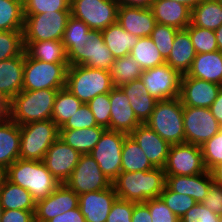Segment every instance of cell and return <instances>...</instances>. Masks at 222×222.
Wrapping results in <instances>:
<instances>
[{"instance_id": "44", "label": "cell", "mask_w": 222, "mask_h": 222, "mask_svg": "<svg viewBox=\"0 0 222 222\" xmlns=\"http://www.w3.org/2000/svg\"><path fill=\"white\" fill-rule=\"evenodd\" d=\"M71 0H23L24 14L71 11Z\"/></svg>"}, {"instance_id": "40", "label": "cell", "mask_w": 222, "mask_h": 222, "mask_svg": "<svg viewBox=\"0 0 222 222\" xmlns=\"http://www.w3.org/2000/svg\"><path fill=\"white\" fill-rule=\"evenodd\" d=\"M24 49L23 31H0V61L19 56Z\"/></svg>"}, {"instance_id": "29", "label": "cell", "mask_w": 222, "mask_h": 222, "mask_svg": "<svg viewBox=\"0 0 222 222\" xmlns=\"http://www.w3.org/2000/svg\"><path fill=\"white\" fill-rule=\"evenodd\" d=\"M20 125L13 120L0 123V169L5 171L19 159Z\"/></svg>"}, {"instance_id": "4", "label": "cell", "mask_w": 222, "mask_h": 222, "mask_svg": "<svg viewBox=\"0 0 222 222\" xmlns=\"http://www.w3.org/2000/svg\"><path fill=\"white\" fill-rule=\"evenodd\" d=\"M58 90H22L11 100L10 119L18 125L51 119Z\"/></svg>"}, {"instance_id": "43", "label": "cell", "mask_w": 222, "mask_h": 222, "mask_svg": "<svg viewBox=\"0 0 222 222\" xmlns=\"http://www.w3.org/2000/svg\"><path fill=\"white\" fill-rule=\"evenodd\" d=\"M160 197L172 212L181 218L197 202L186 194H180L172 191L167 185L161 192Z\"/></svg>"}, {"instance_id": "1", "label": "cell", "mask_w": 222, "mask_h": 222, "mask_svg": "<svg viewBox=\"0 0 222 222\" xmlns=\"http://www.w3.org/2000/svg\"><path fill=\"white\" fill-rule=\"evenodd\" d=\"M62 42L70 66L84 65L110 71L115 58L104 43L102 32L91 30L72 15L67 21Z\"/></svg>"}, {"instance_id": "10", "label": "cell", "mask_w": 222, "mask_h": 222, "mask_svg": "<svg viewBox=\"0 0 222 222\" xmlns=\"http://www.w3.org/2000/svg\"><path fill=\"white\" fill-rule=\"evenodd\" d=\"M119 4L115 0H71V15L91 30L102 31L117 22Z\"/></svg>"}, {"instance_id": "24", "label": "cell", "mask_w": 222, "mask_h": 222, "mask_svg": "<svg viewBox=\"0 0 222 222\" xmlns=\"http://www.w3.org/2000/svg\"><path fill=\"white\" fill-rule=\"evenodd\" d=\"M158 24L167 25L177 30L186 29L191 22V9L182 3L171 0H154L151 5Z\"/></svg>"}, {"instance_id": "5", "label": "cell", "mask_w": 222, "mask_h": 222, "mask_svg": "<svg viewBox=\"0 0 222 222\" xmlns=\"http://www.w3.org/2000/svg\"><path fill=\"white\" fill-rule=\"evenodd\" d=\"M65 88L87 104L95 96L109 93L114 85L109 71L77 65L68 67Z\"/></svg>"}, {"instance_id": "49", "label": "cell", "mask_w": 222, "mask_h": 222, "mask_svg": "<svg viewBox=\"0 0 222 222\" xmlns=\"http://www.w3.org/2000/svg\"><path fill=\"white\" fill-rule=\"evenodd\" d=\"M135 204V202L117 198L112 204L106 222H132Z\"/></svg>"}, {"instance_id": "45", "label": "cell", "mask_w": 222, "mask_h": 222, "mask_svg": "<svg viewBox=\"0 0 222 222\" xmlns=\"http://www.w3.org/2000/svg\"><path fill=\"white\" fill-rule=\"evenodd\" d=\"M87 105L95 117L97 126L110 129V92L95 96Z\"/></svg>"}, {"instance_id": "59", "label": "cell", "mask_w": 222, "mask_h": 222, "mask_svg": "<svg viewBox=\"0 0 222 222\" xmlns=\"http://www.w3.org/2000/svg\"><path fill=\"white\" fill-rule=\"evenodd\" d=\"M186 5L189 9L193 10L203 0H171Z\"/></svg>"}, {"instance_id": "57", "label": "cell", "mask_w": 222, "mask_h": 222, "mask_svg": "<svg viewBox=\"0 0 222 222\" xmlns=\"http://www.w3.org/2000/svg\"><path fill=\"white\" fill-rule=\"evenodd\" d=\"M119 6H131L140 8H151L152 2L154 0H115Z\"/></svg>"}, {"instance_id": "17", "label": "cell", "mask_w": 222, "mask_h": 222, "mask_svg": "<svg viewBox=\"0 0 222 222\" xmlns=\"http://www.w3.org/2000/svg\"><path fill=\"white\" fill-rule=\"evenodd\" d=\"M80 155L77 150L58 138L48 148L43 162L50 173L62 184L70 178Z\"/></svg>"}, {"instance_id": "18", "label": "cell", "mask_w": 222, "mask_h": 222, "mask_svg": "<svg viewBox=\"0 0 222 222\" xmlns=\"http://www.w3.org/2000/svg\"><path fill=\"white\" fill-rule=\"evenodd\" d=\"M221 88L217 83L184 74L181 77L179 98L183 106L209 108Z\"/></svg>"}, {"instance_id": "25", "label": "cell", "mask_w": 222, "mask_h": 222, "mask_svg": "<svg viewBox=\"0 0 222 222\" xmlns=\"http://www.w3.org/2000/svg\"><path fill=\"white\" fill-rule=\"evenodd\" d=\"M24 63L25 51L0 61V92L11 100L23 89Z\"/></svg>"}, {"instance_id": "8", "label": "cell", "mask_w": 222, "mask_h": 222, "mask_svg": "<svg viewBox=\"0 0 222 222\" xmlns=\"http://www.w3.org/2000/svg\"><path fill=\"white\" fill-rule=\"evenodd\" d=\"M69 64L46 63L25 53L23 89H62L66 84Z\"/></svg>"}, {"instance_id": "12", "label": "cell", "mask_w": 222, "mask_h": 222, "mask_svg": "<svg viewBox=\"0 0 222 222\" xmlns=\"http://www.w3.org/2000/svg\"><path fill=\"white\" fill-rule=\"evenodd\" d=\"M183 126L185 142L198 146L204 144L222 129L210 108L203 107L184 106Z\"/></svg>"}, {"instance_id": "47", "label": "cell", "mask_w": 222, "mask_h": 222, "mask_svg": "<svg viewBox=\"0 0 222 222\" xmlns=\"http://www.w3.org/2000/svg\"><path fill=\"white\" fill-rule=\"evenodd\" d=\"M144 204L149 208L152 222H180V218L172 212L160 196L148 199Z\"/></svg>"}, {"instance_id": "35", "label": "cell", "mask_w": 222, "mask_h": 222, "mask_svg": "<svg viewBox=\"0 0 222 222\" xmlns=\"http://www.w3.org/2000/svg\"><path fill=\"white\" fill-rule=\"evenodd\" d=\"M192 25L215 31L222 25V5L217 0H203L191 10Z\"/></svg>"}, {"instance_id": "55", "label": "cell", "mask_w": 222, "mask_h": 222, "mask_svg": "<svg viewBox=\"0 0 222 222\" xmlns=\"http://www.w3.org/2000/svg\"><path fill=\"white\" fill-rule=\"evenodd\" d=\"M11 99L0 92V123L10 120Z\"/></svg>"}, {"instance_id": "21", "label": "cell", "mask_w": 222, "mask_h": 222, "mask_svg": "<svg viewBox=\"0 0 222 222\" xmlns=\"http://www.w3.org/2000/svg\"><path fill=\"white\" fill-rule=\"evenodd\" d=\"M110 130L130 134L142 124L136 117L128 96L120 87L110 91Z\"/></svg>"}, {"instance_id": "50", "label": "cell", "mask_w": 222, "mask_h": 222, "mask_svg": "<svg viewBox=\"0 0 222 222\" xmlns=\"http://www.w3.org/2000/svg\"><path fill=\"white\" fill-rule=\"evenodd\" d=\"M180 222H219V215L197 202L181 218Z\"/></svg>"}, {"instance_id": "53", "label": "cell", "mask_w": 222, "mask_h": 222, "mask_svg": "<svg viewBox=\"0 0 222 222\" xmlns=\"http://www.w3.org/2000/svg\"><path fill=\"white\" fill-rule=\"evenodd\" d=\"M47 222H86L79 207L68 210L60 215L55 216Z\"/></svg>"}, {"instance_id": "39", "label": "cell", "mask_w": 222, "mask_h": 222, "mask_svg": "<svg viewBox=\"0 0 222 222\" xmlns=\"http://www.w3.org/2000/svg\"><path fill=\"white\" fill-rule=\"evenodd\" d=\"M109 72L114 87H120L122 84L140 79L143 69L130 55H127L115 59Z\"/></svg>"}, {"instance_id": "2", "label": "cell", "mask_w": 222, "mask_h": 222, "mask_svg": "<svg viewBox=\"0 0 222 222\" xmlns=\"http://www.w3.org/2000/svg\"><path fill=\"white\" fill-rule=\"evenodd\" d=\"M112 184L119 199L144 203L160 196L166 186V174L163 168L121 172Z\"/></svg>"}, {"instance_id": "62", "label": "cell", "mask_w": 222, "mask_h": 222, "mask_svg": "<svg viewBox=\"0 0 222 222\" xmlns=\"http://www.w3.org/2000/svg\"><path fill=\"white\" fill-rule=\"evenodd\" d=\"M3 176H4V171L0 169V181H1Z\"/></svg>"}, {"instance_id": "37", "label": "cell", "mask_w": 222, "mask_h": 222, "mask_svg": "<svg viewBox=\"0 0 222 222\" xmlns=\"http://www.w3.org/2000/svg\"><path fill=\"white\" fill-rule=\"evenodd\" d=\"M23 0H0V31H23Z\"/></svg>"}, {"instance_id": "22", "label": "cell", "mask_w": 222, "mask_h": 222, "mask_svg": "<svg viewBox=\"0 0 222 222\" xmlns=\"http://www.w3.org/2000/svg\"><path fill=\"white\" fill-rule=\"evenodd\" d=\"M117 23L136 37H150L157 24L151 8L121 5L118 9Z\"/></svg>"}, {"instance_id": "61", "label": "cell", "mask_w": 222, "mask_h": 222, "mask_svg": "<svg viewBox=\"0 0 222 222\" xmlns=\"http://www.w3.org/2000/svg\"><path fill=\"white\" fill-rule=\"evenodd\" d=\"M3 212H4V209H3L2 205L0 204V222H1Z\"/></svg>"}, {"instance_id": "42", "label": "cell", "mask_w": 222, "mask_h": 222, "mask_svg": "<svg viewBox=\"0 0 222 222\" xmlns=\"http://www.w3.org/2000/svg\"><path fill=\"white\" fill-rule=\"evenodd\" d=\"M177 31L174 27L157 23L150 35V38L165 60L169 57L173 48L174 37Z\"/></svg>"}, {"instance_id": "28", "label": "cell", "mask_w": 222, "mask_h": 222, "mask_svg": "<svg viewBox=\"0 0 222 222\" xmlns=\"http://www.w3.org/2000/svg\"><path fill=\"white\" fill-rule=\"evenodd\" d=\"M195 55L196 51L188 31L181 29L177 31L174 37L173 48L165 63L184 75L191 68Z\"/></svg>"}, {"instance_id": "33", "label": "cell", "mask_w": 222, "mask_h": 222, "mask_svg": "<svg viewBox=\"0 0 222 222\" xmlns=\"http://www.w3.org/2000/svg\"><path fill=\"white\" fill-rule=\"evenodd\" d=\"M101 32L105 45L115 59L130 55L131 50L139 41V37L125 31L117 22Z\"/></svg>"}, {"instance_id": "31", "label": "cell", "mask_w": 222, "mask_h": 222, "mask_svg": "<svg viewBox=\"0 0 222 222\" xmlns=\"http://www.w3.org/2000/svg\"><path fill=\"white\" fill-rule=\"evenodd\" d=\"M105 128L94 126L83 129H59V138L81 155L89 154L96 146Z\"/></svg>"}, {"instance_id": "19", "label": "cell", "mask_w": 222, "mask_h": 222, "mask_svg": "<svg viewBox=\"0 0 222 222\" xmlns=\"http://www.w3.org/2000/svg\"><path fill=\"white\" fill-rule=\"evenodd\" d=\"M113 184L99 191L79 195V209L86 222H106L112 204L117 199Z\"/></svg>"}, {"instance_id": "16", "label": "cell", "mask_w": 222, "mask_h": 222, "mask_svg": "<svg viewBox=\"0 0 222 222\" xmlns=\"http://www.w3.org/2000/svg\"><path fill=\"white\" fill-rule=\"evenodd\" d=\"M78 205L79 195L62 183L46 198L36 202L35 222H47L57 215L77 208Z\"/></svg>"}, {"instance_id": "58", "label": "cell", "mask_w": 222, "mask_h": 222, "mask_svg": "<svg viewBox=\"0 0 222 222\" xmlns=\"http://www.w3.org/2000/svg\"><path fill=\"white\" fill-rule=\"evenodd\" d=\"M210 173L213 178V182L217 185L222 186V163H219L218 165L214 166Z\"/></svg>"}, {"instance_id": "52", "label": "cell", "mask_w": 222, "mask_h": 222, "mask_svg": "<svg viewBox=\"0 0 222 222\" xmlns=\"http://www.w3.org/2000/svg\"><path fill=\"white\" fill-rule=\"evenodd\" d=\"M35 211L4 210L1 222H35Z\"/></svg>"}, {"instance_id": "9", "label": "cell", "mask_w": 222, "mask_h": 222, "mask_svg": "<svg viewBox=\"0 0 222 222\" xmlns=\"http://www.w3.org/2000/svg\"><path fill=\"white\" fill-rule=\"evenodd\" d=\"M71 11L24 14V42L62 41Z\"/></svg>"}, {"instance_id": "23", "label": "cell", "mask_w": 222, "mask_h": 222, "mask_svg": "<svg viewBox=\"0 0 222 222\" xmlns=\"http://www.w3.org/2000/svg\"><path fill=\"white\" fill-rule=\"evenodd\" d=\"M210 171L192 176L166 175V185L174 192L186 194L196 202H202L213 184Z\"/></svg>"}, {"instance_id": "51", "label": "cell", "mask_w": 222, "mask_h": 222, "mask_svg": "<svg viewBox=\"0 0 222 222\" xmlns=\"http://www.w3.org/2000/svg\"><path fill=\"white\" fill-rule=\"evenodd\" d=\"M202 204L217 215L222 214V186L213 183Z\"/></svg>"}, {"instance_id": "63", "label": "cell", "mask_w": 222, "mask_h": 222, "mask_svg": "<svg viewBox=\"0 0 222 222\" xmlns=\"http://www.w3.org/2000/svg\"><path fill=\"white\" fill-rule=\"evenodd\" d=\"M219 222H222V214L219 215Z\"/></svg>"}, {"instance_id": "20", "label": "cell", "mask_w": 222, "mask_h": 222, "mask_svg": "<svg viewBox=\"0 0 222 222\" xmlns=\"http://www.w3.org/2000/svg\"><path fill=\"white\" fill-rule=\"evenodd\" d=\"M130 135L136 140L155 168L165 166L171 145L159 134L144 123L136 127Z\"/></svg>"}, {"instance_id": "15", "label": "cell", "mask_w": 222, "mask_h": 222, "mask_svg": "<svg viewBox=\"0 0 222 222\" xmlns=\"http://www.w3.org/2000/svg\"><path fill=\"white\" fill-rule=\"evenodd\" d=\"M163 169L166 175L192 176L206 172L201 146L186 142L171 145Z\"/></svg>"}, {"instance_id": "14", "label": "cell", "mask_w": 222, "mask_h": 222, "mask_svg": "<svg viewBox=\"0 0 222 222\" xmlns=\"http://www.w3.org/2000/svg\"><path fill=\"white\" fill-rule=\"evenodd\" d=\"M65 184L77 195L104 190L112 185L110 179L102 173L96 160L90 155H80L75 169Z\"/></svg>"}, {"instance_id": "30", "label": "cell", "mask_w": 222, "mask_h": 222, "mask_svg": "<svg viewBox=\"0 0 222 222\" xmlns=\"http://www.w3.org/2000/svg\"><path fill=\"white\" fill-rule=\"evenodd\" d=\"M0 204L4 210L35 211L36 201L29 191L3 176L0 181Z\"/></svg>"}, {"instance_id": "36", "label": "cell", "mask_w": 222, "mask_h": 222, "mask_svg": "<svg viewBox=\"0 0 222 222\" xmlns=\"http://www.w3.org/2000/svg\"><path fill=\"white\" fill-rule=\"evenodd\" d=\"M82 104L67 88L59 89L54 100L51 119L61 128Z\"/></svg>"}, {"instance_id": "41", "label": "cell", "mask_w": 222, "mask_h": 222, "mask_svg": "<svg viewBox=\"0 0 222 222\" xmlns=\"http://www.w3.org/2000/svg\"><path fill=\"white\" fill-rule=\"evenodd\" d=\"M197 53H210L218 50L213 30L190 25L186 28Z\"/></svg>"}, {"instance_id": "3", "label": "cell", "mask_w": 222, "mask_h": 222, "mask_svg": "<svg viewBox=\"0 0 222 222\" xmlns=\"http://www.w3.org/2000/svg\"><path fill=\"white\" fill-rule=\"evenodd\" d=\"M4 176L29 191L36 202L46 198L61 184L43 161L19 158L4 171Z\"/></svg>"}, {"instance_id": "27", "label": "cell", "mask_w": 222, "mask_h": 222, "mask_svg": "<svg viewBox=\"0 0 222 222\" xmlns=\"http://www.w3.org/2000/svg\"><path fill=\"white\" fill-rule=\"evenodd\" d=\"M186 75L222 86V52L197 53Z\"/></svg>"}, {"instance_id": "56", "label": "cell", "mask_w": 222, "mask_h": 222, "mask_svg": "<svg viewBox=\"0 0 222 222\" xmlns=\"http://www.w3.org/2000/svg\"><path fill=\"white\" fill-rule=\"evenodd\" d=\"M209 108L212 115L222 126V88L220 89L217 95V98L215 99V101L212 103V105Z\"/></svg>"}, {"instance_id": "46", "label": "cell", "mask_w": 222, "mask_h": 222, "mask_svg": "<svg viewBox=\"0 0 222 222\" xmlns=\"http://www.w3.org/2000/svg\"><path fill=\"white\" fill-rule=\"evenodd\" d=\"M203 162L207 171L222 163V129L201 145Z\"/></svg>"}, {"instance_id": "38", "label": "cell", "mask_w": 222, "mask_h": 222, "mask_svg": "<svg viewBox=\"0 0 222 222\" xmlns=\"http://www.w3.org/2000/svg\"><path fill=\"white\" fill-rule=\"evenodd\" d=\"M130 56L143 70L154 68L165 63V59L150 37L139 38L138 43L131 50Z\"/></svg>"}, {"instance_id": "13", "label": "cell", "mask_w": 222, "mask_h": 222, "mask_svg": "<svg viewBox=\"0 0 222 222\" xmlns=\"http://www.w3.org/2000/svg\"><path fill=\"white\" fill-rule=\"evenodd\" d=\"M182 75L164 63L154 68L143 70L141 81L148 93L156 100L176 99L180 96Z\"/></svg>"}, {"instance_id": "54", "label": "cell", "mask_w": 222, "mask_h": 222, "mask_svg": "<svg viewBox=\"0 0 222 222\" xmlns=\"http://www.w3.org/2000/svg\"><path fill=\"white\" fill-rule=\"evenodd\" d=\"M132 222H152L149 208L144 203H136L134 205Z\"/></svg>"}, {"instance_id": "11", "label": "cell", "mask_w": 222, "mask_h": 222, "mask_svg": "<svg viewBox=\"0 0 222 222\" xmlns=\"http://www.w3.org/2000/svg\"><path fill=\"white\" fill-rule=\"evenodd\" d=\"M127 135L123 132L105 129L100 140L89 153L111 182L121 173V152Z\"/></svg>"}, {"instance_id": "48", "label": "cell", "mask_w": 222, "mask_h": 222, "mask_svg": "<svg viewBox=\"0 0 222 222\" xmlns=\"http://www.w3.org/2000/svg\"><path fill=\"white\" fill-rule=\"evenodd\" d=\"M97 126L95 117L87 104H82L60 129H83Z\"/></svg>"}, {"instance_id": "7", "label": "cell", "mask_w": 222, "mask_h": 222, "mask_svg": "<svg viewBox=\"0 0 222 222\" xmlns=\"http://www.w3.org/2000/svg\"><path fill=\"white\" fill-rule=\"evenodd\" d=\"M59 129L52 119L20 125L19 157L43 161L48 148L59 138Z\"/></svg>"}, {"instance_id": "60", "label": "cell", "mask_w": 222, "mask_h": 222, "mask_svg": "<svg viewBox=\"0 0 222 222\" xmlns=\"http://www.w3.org/2000/svg\"><path fill=\"white\" fill-rule=\"evenodd\" d=\"M214 32L216 35V42H217L218 50L222 52V25L218 29H216Z\"/></svg>"}, {"instance_id": "34", "label": "cell", "mask_w": 222, "mask_h": 222, "mask_svg": "<svg viewBox=\"0 0 222 222\" xmlns=\"http://www.w3.org/2000/svg\"><path fill=\"white\" fill-rule=\"evenodd\" d=\"M154 168L136 140L130 134L127 135L121 152V172L149 171Z\"/></svg>"}, {"instance_id": "6", "label": "cell", "mask_w": 222, "mask_h": 222, "mask_svg": "<svg viewBox=\"0 0 222 222\" xmlns=\"http://www.w3.org/2000/svg\"><path fill=\"white\" fill-rule=\"evenodd\" d=\"M183 110L184 106L179 97L157 101L149 120L145 124L170 145L184 143Z\"/></svg>"}, {"instance_id": "32", "label": "cell", "mask_w": 222, "mask_h": 222, "mask_svg": "<svg viewBox=\"0 0 222 222\" xmlns=\"http://www.w3.org/2000/svg\"><path fill=\"white\" fill-rule=\"evenodd\" d=\"M24 46V51L30 58L46 63L69 64L67 52L62 41L24 42Z\"/></svg>"}, {"instance_id": "26", "label": "cell", "mask_w": 222, "mask_h": 222, "mask_svg": "<svg viewBox=\"0 0 222 222\" xmlns=\"http://www.w3.org/2000/svg\"><path fill=\"white\" fill-rule=\"evenodd\" d=\"M120 88L128 96L130 105L137 117L142 123H146L158 100L153 98L149 93L141 79L122 84Z\"/></svg>"}]
</instances>
